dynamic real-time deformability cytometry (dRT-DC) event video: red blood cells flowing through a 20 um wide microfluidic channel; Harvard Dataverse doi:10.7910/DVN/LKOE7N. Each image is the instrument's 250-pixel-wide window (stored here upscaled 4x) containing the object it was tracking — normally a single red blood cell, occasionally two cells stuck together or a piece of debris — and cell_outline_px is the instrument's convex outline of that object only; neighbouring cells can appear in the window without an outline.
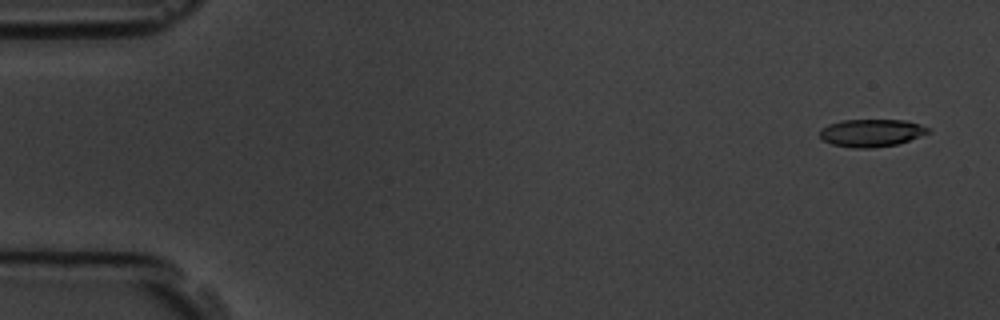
{"species": "common noctule bat (a hibernating species)", "species_latin": "Nyctalus noctula", "temperature_condition": "room temperature", "stored_images_in_passage": 5, "camera_frame_rate_fps": 3000, "um_per_image_px": 0.085, "animal": {"sex": "male", "body_mass_g": 19.5, "forearm_length_mm": 54.6}, "frame": {"image": 1, "passage_image": 1, "time_ms": 0.0, "image_size_px": [1000, 320], "cell_outline_px": [[932, 132], [896, 144], [872, 148], [852, 148], [832, 144], [824, 140], [820, 136], [820, 128], [828, 124], [844, 120], [904, 120], [920, 124], [928, 128]], "centroid_in_image_um": [74.06, 11.29], "position_along_channel_um": 10.9, "area_um2": 17.34}}
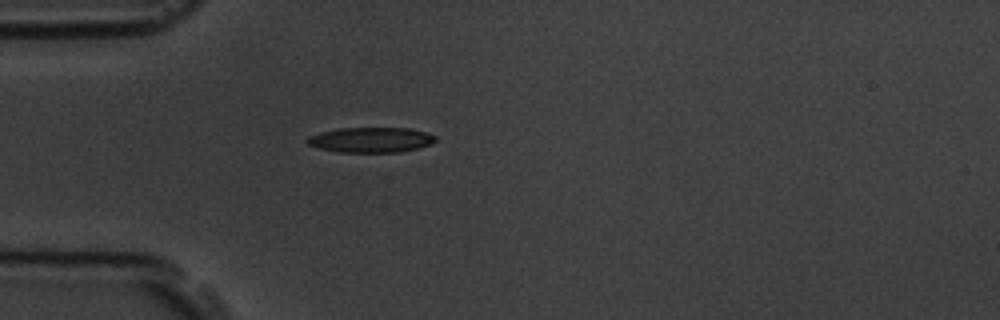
{"frame": {"image": 2, "passage_image": 5, "time_ms": 4.333, "image_size_px": [1000, 320], "cell_outline_px": [[436, 140], [432, 144], [420, 148], [400, 152], [340, 152], [320, 148], [308, 144], [304, 140], [308, 136], [320, 132], [340, 128], [408, 128], [424, 132], [436, 136]], "centroid_in_image_um": [31.53, 11.89], "position_along_channel_um": 53.5, "area_um2": 18.84}}